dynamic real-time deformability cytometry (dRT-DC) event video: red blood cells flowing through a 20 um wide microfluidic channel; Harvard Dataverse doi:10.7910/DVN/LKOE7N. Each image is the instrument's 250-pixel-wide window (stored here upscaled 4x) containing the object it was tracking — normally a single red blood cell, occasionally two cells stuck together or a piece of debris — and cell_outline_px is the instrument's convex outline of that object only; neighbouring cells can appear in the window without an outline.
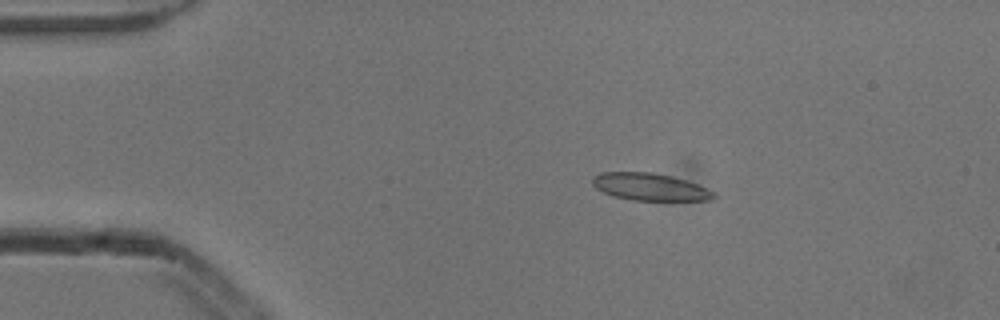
{"species": "common noctule bat (a hibernating species)", "species_latin": "Nyctalus noctula", "temperature_condition": "cold", "stored_images_in_passage": 6, "camera_frame_rate_fps": 3000, "um_per_image_px": 0.085, "animal": {"sex": "male", "body_mass_g": 13.3}, "frame": {"image": 1, "passage_image": 2, "time_ms": 0.333, "image_size_px": [1000, 320], "cell_outline_px": [[716, 196], [708, 200], [632, 200], [616, 196], [604, 192], [596, 188], [592, 184], [592, 176], [600, 172], [648, 172], [672, 176], [696, 184], [716, 192]], "centroid_in_image_um": [55.22, 15.88], "position_along_channel_um": 29.8, "area_um2": 19.07}}
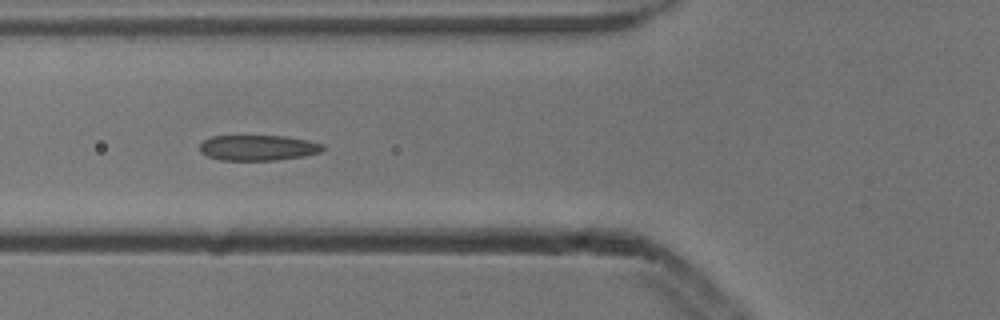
{"frame": {"image": 2, "passage_image": 5, "time_ms": 1.333, "image_size_px": [1000, 320], "cell_outline_px": [[328, 148], [324, 152], [304, 156], [276, 160], [220, 160], [208, 156], [200, 152], [200, 144], [204, 140], [212, 136], [284, 136], [308, 140], [324, 144]], "centroid_in_image_um": [22.01, 12.56], "position_along_channel_um": 103.8, "area_um2": 18.5}}
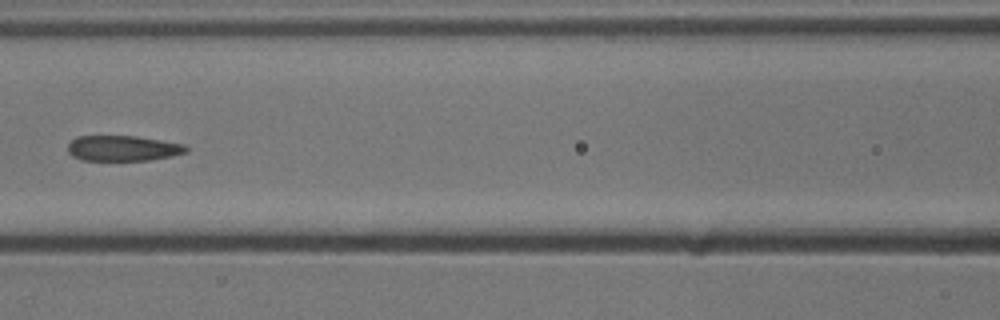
{"frame": {"image": 3, "passage_image": 6, "time_ms": 1.667, "image_size_px": [1000, 320], "cell_outline_px": [[188, 152], [172, 156], [148, 160], [80, 160], [72, 156], [68, 152], [68, 144], [76, 136], [136, 136], [184, 144], [188, 148]], "centroid_in_image_um": [10.44, 12.6], "position_along_channel_um": 156.2, "area_um2": 17.57}}